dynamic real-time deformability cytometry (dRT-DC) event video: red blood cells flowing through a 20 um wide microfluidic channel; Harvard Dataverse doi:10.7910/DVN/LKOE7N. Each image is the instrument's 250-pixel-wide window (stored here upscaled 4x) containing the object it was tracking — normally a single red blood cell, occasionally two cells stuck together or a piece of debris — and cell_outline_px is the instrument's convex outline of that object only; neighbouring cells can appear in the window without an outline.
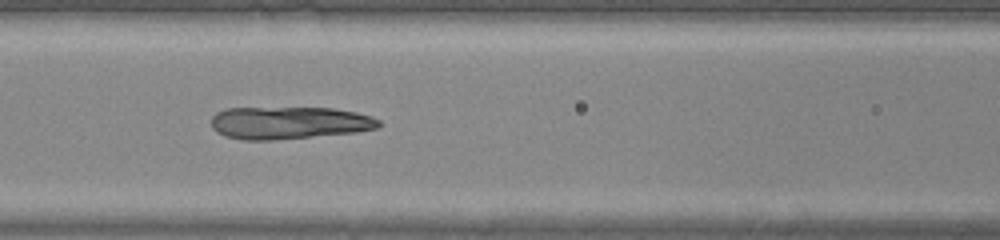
{"species": "common noctule bat (a hibernating species)", "species_latin": "Nyctalus noctula", "temperature_condition": "warm", "stored_images_in_passage": 32, "camera_frame_rate_fps": 3000, "um_per_image_px": 0.085, "animal": {"sex": "male", "body_mass_g": 20.0, "forearm_length_mm": 53.3}, "frame": {"image": 1, "passage_image": 6, "time_ms": 1.667, "image_size_px": [1000, 240], "cell_outline_px": [[384, 124], [380, 128], [356, 132], [272, 140], [244, 140], [224, 136], [216, 132], [212, 128], [212, 116], [216, 112], [224, 108], [332, 108], [356, 112], [372, 116], [380, 120]], "centroid_in_image_um": [24.59, 10.44], "position_along_channel_um": 142.0, "area_um2": 31.96}}
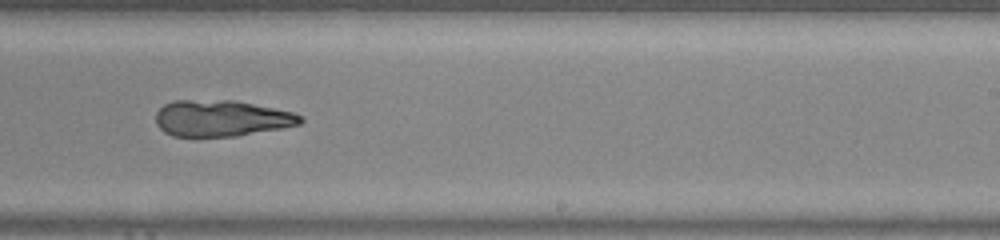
{"frame": {"image": 2, "passage_image": 15, "time_ms": 4.667, "image_size_px": [1000, 240], "cell_outline_px": [[304, 120], [300, 124], [280, 128], [236, 136], [172, 136], [164, 132], [156, 124], [156, 112], [164, 104], [172, 100], [236, 100], [292, 112], [304, 116]], "centroid_in_image_um": [18.8, 10.04], "position_along_channel_um": 270.2, "area_um2": 30.58}}
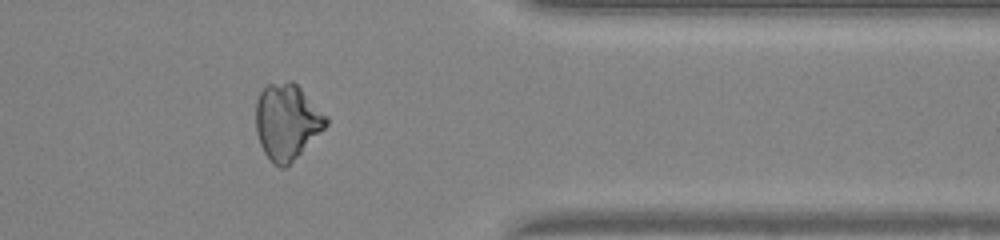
{"frame": {"image": 3, "passage_image": 24, "time_ms": 7.667, "image_size_px": [1000, 240], "cell_outline_px": [[328, 124], [284, 168], [280, 168], [264, 152], [260, 144], [256, 132], [256, 100], [260, 92], [268, 84], [288, 80], [292, 80], [328, 116]], "centroid_in_image_um": [24.38, 10.29], "position_along_channel_um": 387.0, "area_um2": 30.52}}